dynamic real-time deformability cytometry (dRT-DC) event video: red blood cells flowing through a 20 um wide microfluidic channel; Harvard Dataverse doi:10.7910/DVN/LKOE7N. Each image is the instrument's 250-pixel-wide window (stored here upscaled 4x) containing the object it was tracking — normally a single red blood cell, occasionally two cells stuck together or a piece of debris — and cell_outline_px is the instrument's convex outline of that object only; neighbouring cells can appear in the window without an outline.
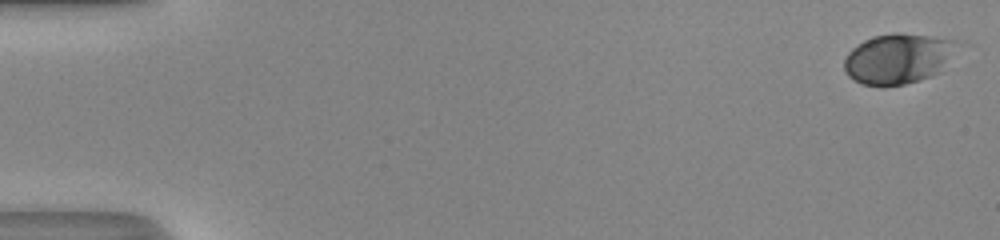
{"species": "human", "species_latin": "Homo sapiens", "temperature_condition": "room temperature", "stored_images_in_passage": 51, "camera_frame_rate_fps": 3000, "um_per_image_px": 0.085, "donor": {"sex": "male"}, "frame": {"image": 1, "passage_image": 1, "time_ms": 0.0, "image_size_px": [1000, 240], "cell_outline_px": [[956, 40], [940, 72], [932, 76], [904, 84], [860, 84], [848, 76], [844, 72], [844, 60], [848, 52], [852, 48], [864, 40], [872, 36], [892, 32], [900, 32]], "centroid_in_image_um": [76.23, 4.96], "position_along_channel_um": 8.8, "area_um2": 32.31}}
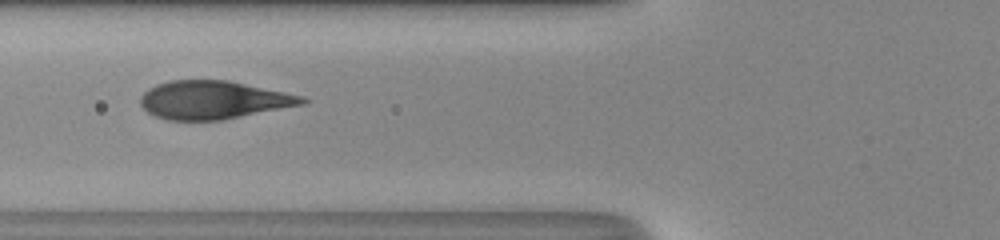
{"frame": {"image": 2, "passage_image": 21, "time_ms": 6.667, "image_size_px": [1000, 240], "cell_outline_px": [[312, 100], [308, 104], [220, 120], [168, 120], [156, 116], [148, 112], [140, 104], [140, 96], [148, 88], [156, 84], [172, 80], [228, 80], [304, 96]], "centroid_in_image_um": [18.19, 8.49], "position_along_channel_um": 107.6, "area_um2": 36.18}}
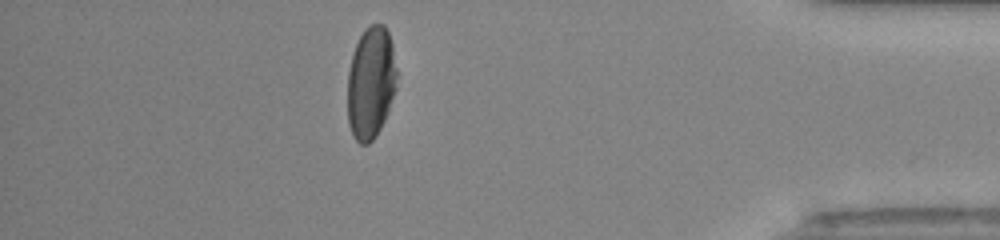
{"frame": {"image": 3, "passage_image": 45, "time_ms": 14.667, "image_size_px": [1000, 240], "cell_outline_px": [[396, 88], [388, 112], [376, 136], [368, 144], [360, 144], [352, 136], [348, 124], [348, 72], [352, 56], [356, 44], [360, 36], [372, 24], [384, 24], [388, 32], [392, 44], [396, 68]], "centroid_in_image_um": [31.52, 7.07], "position_along_channel_um": 403.7, "area_um2": 32.14}}